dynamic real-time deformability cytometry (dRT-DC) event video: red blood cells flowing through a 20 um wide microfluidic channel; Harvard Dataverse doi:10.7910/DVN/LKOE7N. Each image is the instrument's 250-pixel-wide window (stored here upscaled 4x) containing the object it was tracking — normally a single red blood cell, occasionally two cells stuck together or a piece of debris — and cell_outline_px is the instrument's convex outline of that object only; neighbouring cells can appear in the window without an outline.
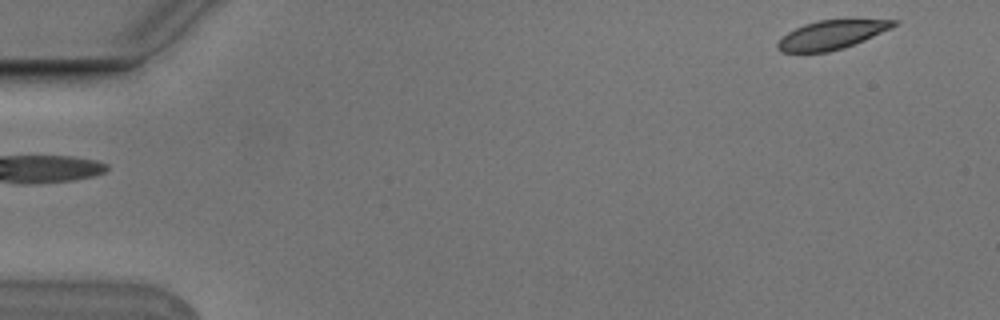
{"species": "Egyptian fruit bat (a non-hibernating species)", "species_latin": "Rousettus aegyptiacus", "temperature_condition": "cold", "stored_images_in_passage": 2, "segment_of_instrument_passage": [2, 2], "camera_frame_rate_fps": 3000, "um_per_image_px": 0.085, "animal": {"sex": "male"}, "frame": {"image": 1, "passage_image": 2, "time_ms": 0.333, "image_size_px": [1000, 320], "cell_outline_px": [[900, 20], [896, 24], [864, 40], [844, 48], [828, 52], [780, 52], [776, 48], [776, 44], [788, 32], [804, 24], [820, 20], [852, 16]], "centroid_in_image_um": [70.74, 2.89], "position_along_channel_um": 14.3, "area_um2": 20.17}}